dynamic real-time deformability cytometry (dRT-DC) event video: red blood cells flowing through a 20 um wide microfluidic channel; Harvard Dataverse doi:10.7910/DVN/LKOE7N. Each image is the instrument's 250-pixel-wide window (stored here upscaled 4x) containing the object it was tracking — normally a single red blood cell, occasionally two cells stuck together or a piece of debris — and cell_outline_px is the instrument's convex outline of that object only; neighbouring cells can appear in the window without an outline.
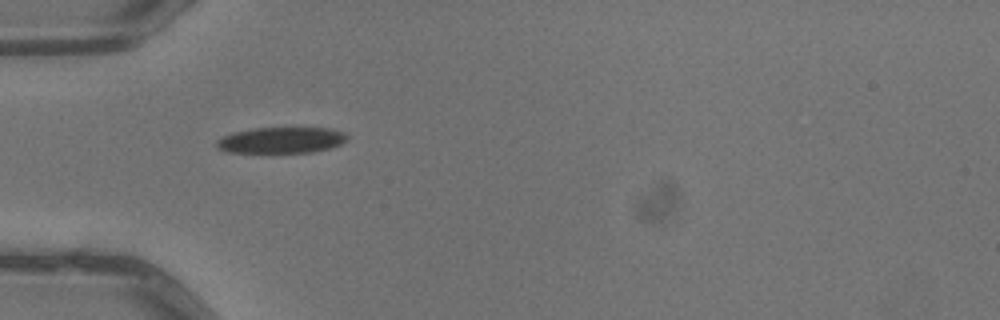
{"species": "common noctule bat (a hibernating species)", "species_latin": "Nyctalus noctula", "temperature_condition": "warm", "stored_images_in_passage": 4, "camera_frame_rate_fps": 3000, "um_per_image_px": 0.085, "animal": {"sex": "male", "body_mass_g": 13.3}, "frame": {"image": 1, "passage_image": 3, "time_ms": 0.667, "image_size_px": [1000, 320], "cell_outline_px": [[348, 140], [332, 148], [312, 152], [228, 152], [216, 148], [216, 140], [232, 132], [252, 128], [328, 128], [344, 132], [348, 136]], "centroid_in_image_um": [23.91, 11.91], "position_along_channel_um": 61.1, "area_um2": 19.88}}
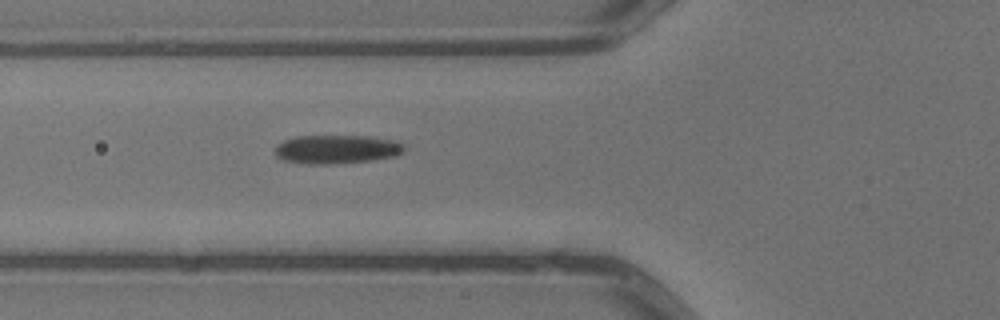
{"frame": {"image": 2, "passage_image": 4, "time_ms": 1.0, "image_size_px": [1000, 320], "cell_outline_px": [[404, 152], [392, 156], [372, 160], [324, 164], [304, 164], [284, 160], [276, 156], [276, 144], [284, 140], [296, 136], [372, 136], [396, 140], [404, 144]], "centroid_in_image_um": [28.62, 12.67], "position_along_channel_um": 97.2, "area_um2": 21.62}}